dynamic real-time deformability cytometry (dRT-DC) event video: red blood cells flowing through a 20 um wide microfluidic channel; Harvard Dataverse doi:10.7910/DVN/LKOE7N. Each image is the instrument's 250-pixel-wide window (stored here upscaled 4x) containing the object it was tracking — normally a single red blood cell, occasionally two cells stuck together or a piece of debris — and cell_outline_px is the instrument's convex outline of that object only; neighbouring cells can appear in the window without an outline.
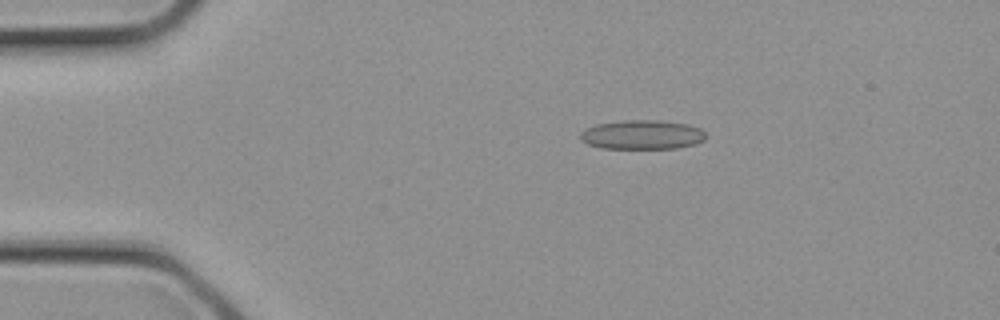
{"species": "common noctule bat (a hibernating species)", "species_latin": "Nyctalus noctula", "temperature_condition": "cold", "stored_images_in_passage": 2, "camera_frame_rate_fps": 3000, "um_per_image_px": 0.085, "animal": {"sex": "female", "body_mass_g": 21.9}, "frame": {"image": 1, "passage_image": 1, "time_ms": 0.0, "image_size_px": [1000, 320], "cell_outline_px": [[704, 140], [696, 144], [676, 148], [600, 148], [588, 144], [580, 140], [580, 132], [584, 128], [596, 124], [624, 120], [660, 120], [688, 124], [700, 128], [704, 132]], "centroid_in_image_um": [54.55, 11.44], "position_along_channel_um": 30.4, "area_um2": 21.5}}